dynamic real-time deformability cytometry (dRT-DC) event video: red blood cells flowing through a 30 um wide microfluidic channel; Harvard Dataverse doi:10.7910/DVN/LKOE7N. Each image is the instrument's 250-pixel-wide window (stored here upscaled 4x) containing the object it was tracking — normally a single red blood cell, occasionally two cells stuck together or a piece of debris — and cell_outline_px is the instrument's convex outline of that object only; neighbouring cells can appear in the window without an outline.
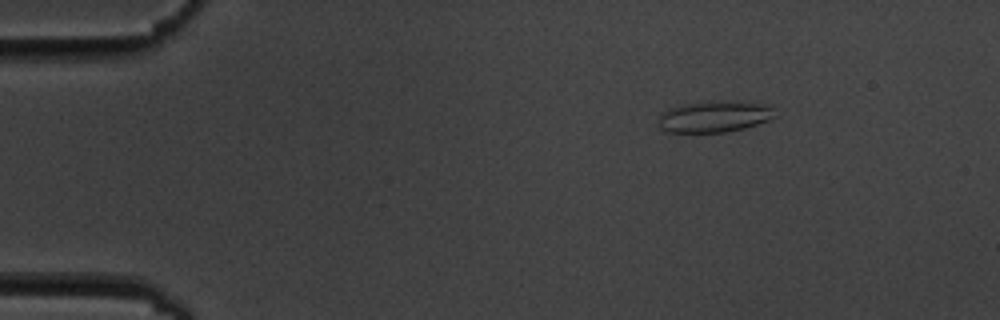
{"species": "common noctule bat (a hibernating species)", "species_latin": "Nyctalus noctula", "temperature_condition": "cold", "stored_images_in_passage": 9, "camera_frame_rate_fps": 3000, "um_per_image_px": 0.085, "animal": {"sex": "male", "body_mass_g": 19.5, "forearm_length_mm": 54.6}, "frame": {"image": 1, "passage_image": 1, "time_ms": 0.0, "image_size_px": [1000, 320], "cell_outline_px": [[776, 116], [768, 120], [744, 128], [724, 132], [664, 132], [660, 128], [660, 112], [680, 104], [712, 100], [772, 104]], "centroid_in_image_um": [60.72, 9.89], "position_along_channel_um": 24.3, "area_um2": 21.5}}
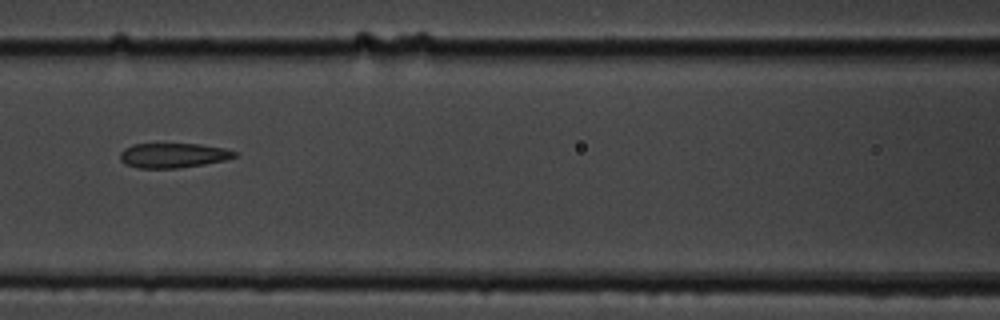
{"frame": {"image": 2, "passage_image": 6, "time_ms": 5.667, "image_size_px": [1000, 320], "cell_outline_px": [[236, 156], [224, 160], [204, 164], [176, 168], [140, 168], [124, 164], [120, 160], [120, 152], [124, 148], [132, 144], [200, 144], [224, 148], [236, 152]], "centroid_in_image_um": [14.67, 13.2], "position_along_channel_um": 151.9, "area_um2": 16.42}}
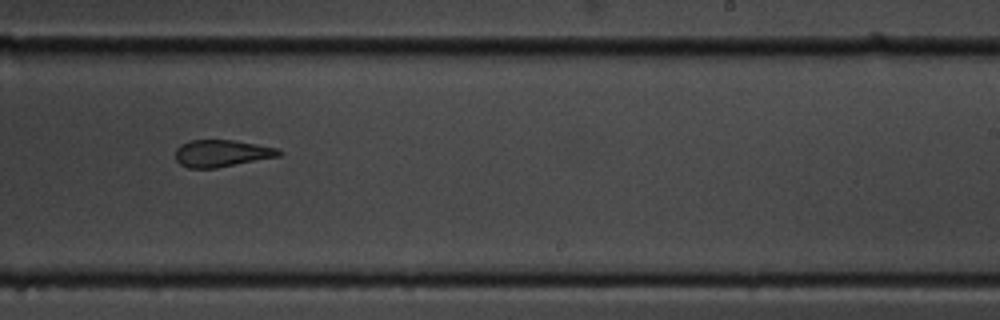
{"frame": {"image": 3, "passage_image": 9, "time_ms": 9.0, "image_size_px": [1000, 320], "cell_outline_px": [[284, 152], [280, 156], [216, 168], [188, 168], [180, 164], [176, 160], [176, 148], [180, 144], [192, 140], [232, 140], [256, 144], [276, 148]], "centroid_in_image_um": [18.84, 13.03], "position_along_channel_um": 270.2, "area_um2": 16.24}}